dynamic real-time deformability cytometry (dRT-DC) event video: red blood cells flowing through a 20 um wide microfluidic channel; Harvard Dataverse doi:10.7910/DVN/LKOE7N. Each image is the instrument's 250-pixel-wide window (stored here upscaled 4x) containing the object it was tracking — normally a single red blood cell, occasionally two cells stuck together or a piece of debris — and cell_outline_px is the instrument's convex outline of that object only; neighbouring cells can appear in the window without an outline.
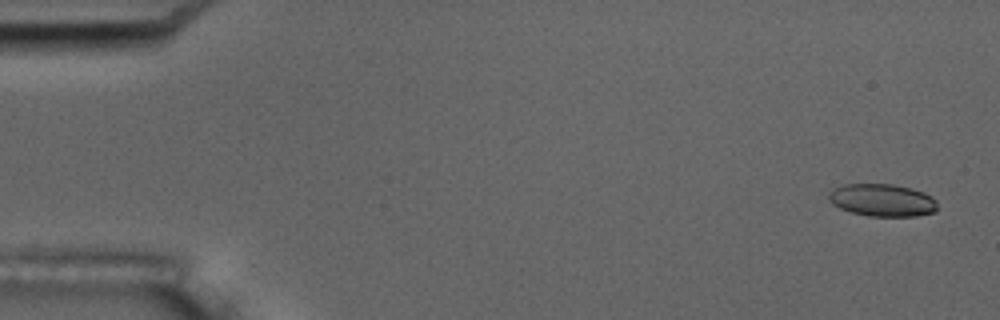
{"species": "common noctule bat (a hibernating species)", "species_latin": "Nyctalus noctula", "temperature_condition": "room temperature", "stored_images_in_passage": 6, "camera_frame_rate_fps": 3000, "um_per_image_px": 0.085, "animal": {"sex": "male", "body_mass_g": 17.5, "forearm_length_mm": 52.3}, "frame": {"image": 1, "passage_image": 1, "time_ms": 0.0, "image_size_px": [1000, 320], "cell_outline_px": [[936, 212], [916, 216], [868, 216], [852, 212], [840, 208], [832, 204], [828, 200], [828, 196], [836, 188], [844, 184], [892, 184], [912, 188], [924, 192], [932, 196], [936, 200]], "centroid_in_image_um": [75.03, 17.02], "position_along_channel_um": 10.0, "area_um2": 20.58}}